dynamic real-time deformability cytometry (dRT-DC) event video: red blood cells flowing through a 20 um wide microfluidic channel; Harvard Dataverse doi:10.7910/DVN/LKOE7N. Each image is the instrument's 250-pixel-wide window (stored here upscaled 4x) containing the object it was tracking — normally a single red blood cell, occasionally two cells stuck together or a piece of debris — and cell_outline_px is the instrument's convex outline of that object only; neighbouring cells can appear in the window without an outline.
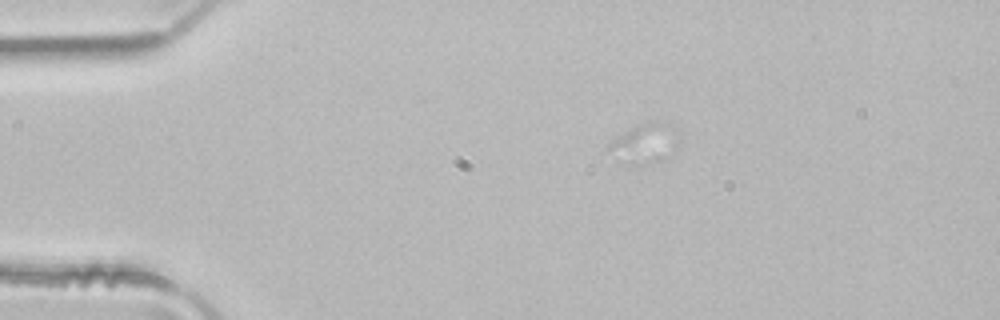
{"species": "common noctule bat (a hibernating species)", "species_latin": "Nyctalus noctula", "temperature_condition": "room temperature", "stored_images_in_passage": 4, "camera_frame_rate_fps": 3000, "um_per_image_px": 0.085, "animal": {"sex": "male", "body_mass_g": 21.5, "forearm_length_mm": 52.0}, "frame": {"image": 1, "passage_image": 3, "time_ms": 0.667, "image_size_px": [1000, 320], "cell_outline_px": [[680, 136], [664, 160], [628, 168], [616, 160], [604, 148], [616, 136], [636, 124], [648, 120], [652, 120], [668, 124], [680, 128]], "centroid_in_image_um": [54.72, 12.2], "position_along_channel_um": 30.3, "area_um2": 17.17}}